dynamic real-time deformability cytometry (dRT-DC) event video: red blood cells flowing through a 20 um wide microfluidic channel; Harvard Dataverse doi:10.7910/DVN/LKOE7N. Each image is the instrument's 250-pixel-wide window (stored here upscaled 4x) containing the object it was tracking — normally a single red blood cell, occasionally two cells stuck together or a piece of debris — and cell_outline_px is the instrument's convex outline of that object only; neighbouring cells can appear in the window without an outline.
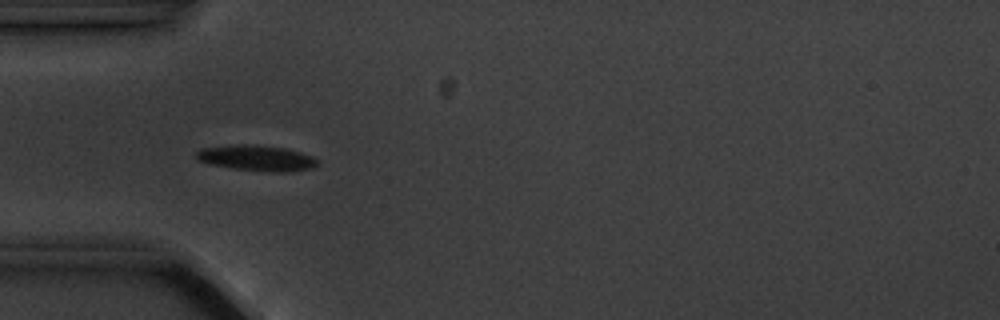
{"species": "common noctule bat (a hibernating species)", "species_latin": "Nyctalus noctula", "temperature_condition": "cold", "stored_images_in_passage": 6, "camera_frame_rate_fps": 3000, "um_per_image_px": 0.085, "animal": {"sex": "male", "body_mass_g": 20.1, "forearm_length_mm": 53.5}, "frame": {"image": 1, "passage_image": 5, "time_ms": 4.667, "image_size_px": [1000, 320], "cell_outline_px": [[320, 164], [312, 168], [284, 172], [272, 172], [232, 168], [212, 164], [200, 160], [196, 156], [196, 152], [200, 148], [236, 144], [256, 144], [284, 148], [300, 152], [312, 156]], "centroid_in_image_um": [21.83, 13.42], "position_along_channel_um": 63.2, "area_um2": 18.03}}